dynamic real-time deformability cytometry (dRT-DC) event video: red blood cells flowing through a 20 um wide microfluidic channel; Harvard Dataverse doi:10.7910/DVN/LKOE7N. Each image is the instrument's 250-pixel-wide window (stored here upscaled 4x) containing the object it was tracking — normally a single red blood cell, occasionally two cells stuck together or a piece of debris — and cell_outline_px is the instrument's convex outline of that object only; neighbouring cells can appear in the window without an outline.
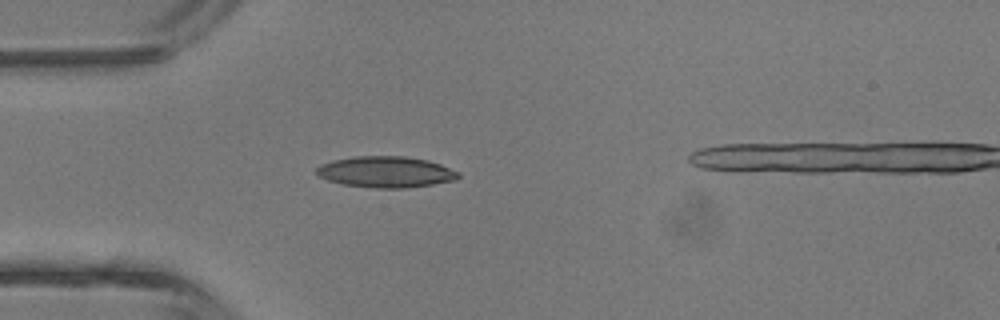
{"species": "common noctule bat (a hibernating species)", "species_latin": "Nyctalus noctula", "temperature_condition": "room temperature", "stored_images_in_passage": 1, "camera_frame_rate_fps": 3000, "um_per_image_px": 0.085, "animal": {"sex": "male", "body_mass_g": 13.3}, "frame": {"image": 1, "passage_image": 1, "time_ms": 0.0, "image_size_px": [1000, 320], "cell_outline_px": [[460, 176], [456, 180], [432, 184], [404, 188], [376, 188], [344, 184], [328, 180], [320, 176], [316, 172], [316, 168], [320, 164], [332, 160], [356, 156], [404, 156], [428, 160], [440, 164], [460, 172]], "centroid_in_image_um": [32.81, 14.61], "position_along_channel_um": 52.2, "area_um2": 25.66}}